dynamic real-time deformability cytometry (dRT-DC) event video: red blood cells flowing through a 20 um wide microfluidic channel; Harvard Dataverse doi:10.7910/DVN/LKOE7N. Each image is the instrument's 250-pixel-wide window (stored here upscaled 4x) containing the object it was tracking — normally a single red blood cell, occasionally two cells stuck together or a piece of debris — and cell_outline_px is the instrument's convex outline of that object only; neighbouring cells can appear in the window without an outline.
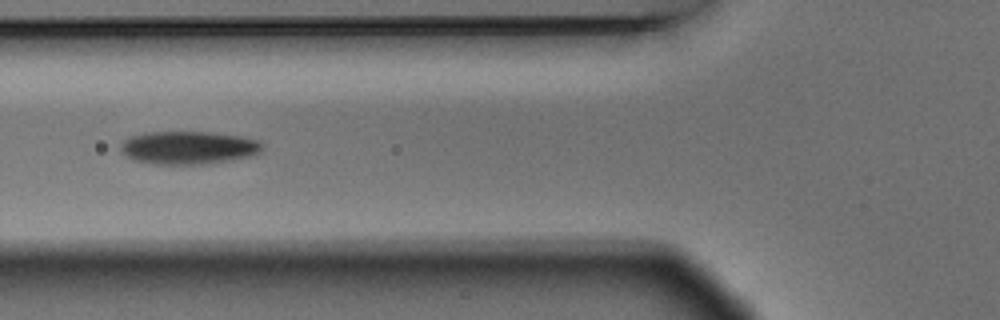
{"species": "Egyptian fruit bat (a non-hibernating species)", "species_latin": "Rousettus aegyptiacus", "temperature_condition": "warm", "stored_images_in_passage": 7, "camera_frame_rate_fps": 3000, "um_per_image_px": 0.085, "animal": {"sex": "male"}, "frame": {"image": 1, "passage_image": 5, "time_ms": 1.333, "image_size_px": [1000, 320], "cell_outline_px": [[264, 148], [256, 156], [212, 164], [152, 164], [132, 160], [124, 156], [120, 152], [120, 144], [124, 140], [132, 136], [144, 132], [212, 132], [240, 136], [260, 140], [264, 144]], "centroid_in_image_um": [16.06, 12.56], "position_along_channel_um": 109.7, "area_um2": 28.03}}
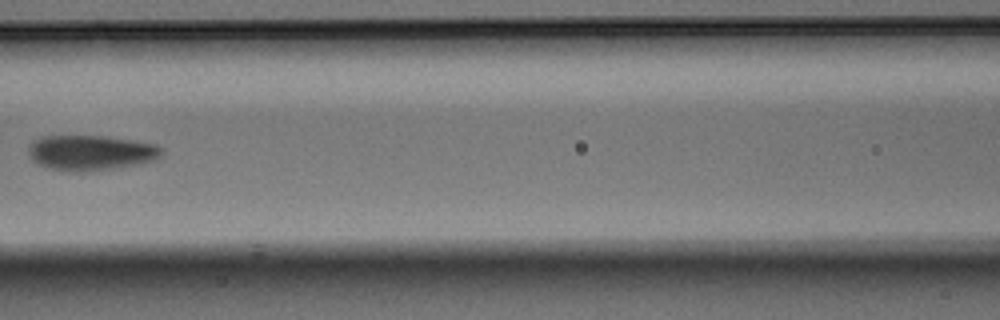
{"frame": {"image": 2, "passage_image": 6, "time_ms": 1.667, "image_size_px": [1000, 320], "cell_outline_px": [[164, 152], [156, 160], [116, 168], [84, 172], [68, 172], [48, 168], [36, 164], [28, 156], [28, 148], [32, 140], [40, 136], [100, 136], [156, 144]], "centroid_in_image_um": [7.64, 12.99], "position_along_channel_um": 159.0, "area_um2": 27.51}}
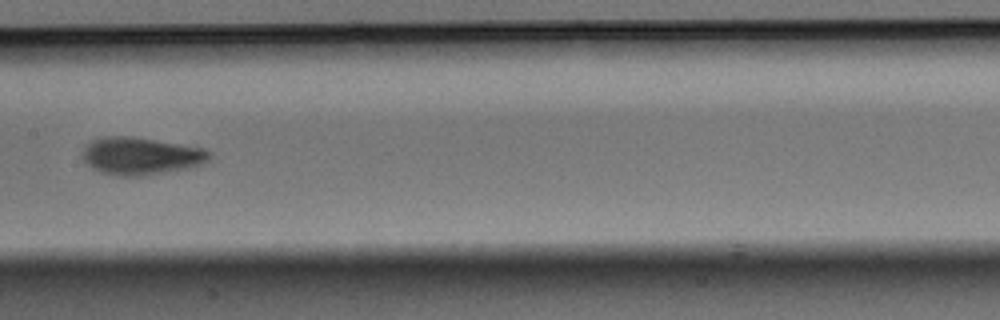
{"frame": {"image": 3, "passage_image": 7, "time_ms": 2.0, "image_size_px": [1000, 320], "cell_outline_px": [[212, 156], [204, 164], [188, 168], [140, 176], [120, 176], [100, 172], [92, 168], [84, 160], [84, 148], [92, 140], [104, 136], [128, 136], [204, 148], [212, 152]], "centroid_in_image_um": [12.0, 13.26], "position_along_channel_um": 195.4, "area_um2": 27.46}}